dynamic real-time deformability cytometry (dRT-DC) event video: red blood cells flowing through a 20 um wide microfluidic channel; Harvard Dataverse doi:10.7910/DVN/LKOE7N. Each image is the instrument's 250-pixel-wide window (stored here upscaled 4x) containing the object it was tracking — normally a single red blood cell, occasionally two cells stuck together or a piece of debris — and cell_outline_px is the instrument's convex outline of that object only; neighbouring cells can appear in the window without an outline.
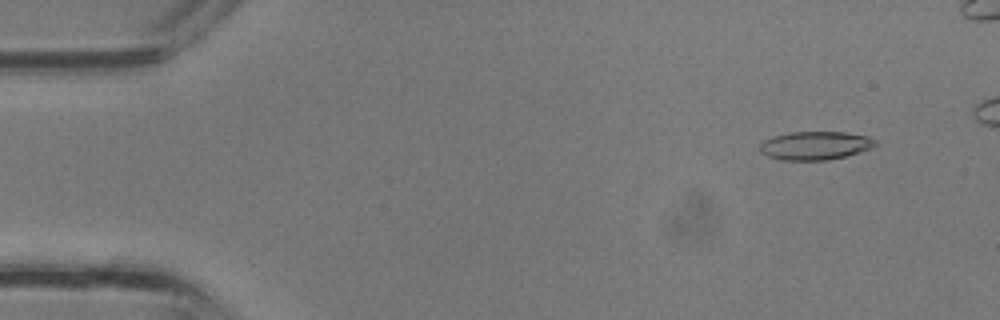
{"species": "common noctule bat (a hibernating species)", "species_latin": "Nyctalus noctula", "temperature_condition": "room temperature", "stored_images_in_passage": 32, "camera_frame_rate_fps": 3000, "um_per_image_px": 0.085, "animal": {"sex": "male", "body_mass_g": 13.3}, "frame": {"image": 1, "passage_image": 3, "time_ms": 0.667, "image_size_px": [1000, 320], "cell_outline_px": [[880, 144], [872, 148], [860, 152], [828, 160], [780, 160], [768, 156], [760, 152], [760, 144], [764, 140], [772, 136], [788, 132], [844, 132], [868, 136], [876, 140]], "centroid_in_image_um": [69.31, 12.37], "position_along_channel_um": 15.7, "area_um2": 19.31}}
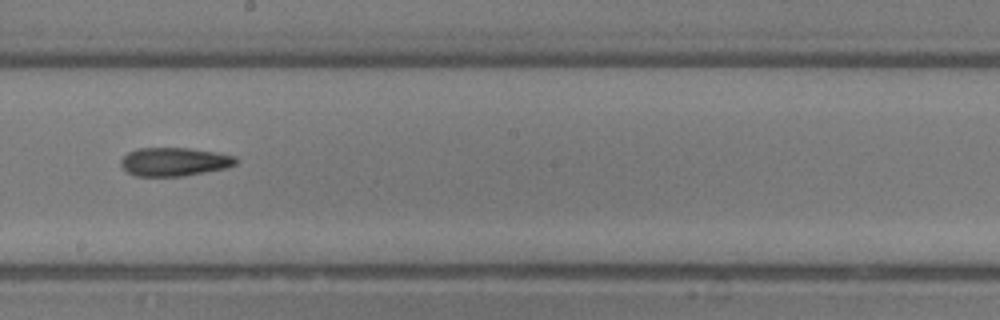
{"frame": {"image": 2, "passage_image": 19, "time_ms": 6.0, "image_size_px": [1000, 320], "cell_outline_px": [[236, 164], [228, 168], [180, 176], [136, 176], [128, 172], [120, 164], [120, 160], [128, 152], [136, 148], [188, 148], [220, 152], [236, 156]], "centroid_in_image_um": [14.83, 13.74], "position_along_channel_um": 233.4, "area_um2": 19.19}}
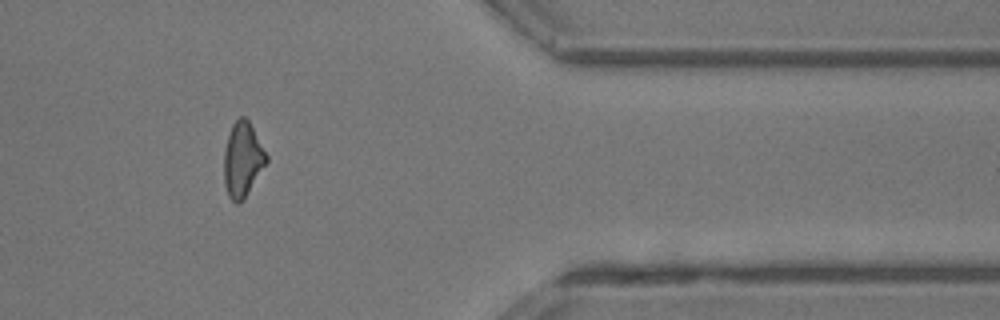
{"frame": {"image": 3, "passage_image": 28, "time_ms": 9.0, "image_size_px": [1000, 320], "cell_outline_px": [[268, 160], [244, 200], [240, 204], [236, 204], [228, 196], [224, 184], [224, 148], [232, 124], [240, 116], [244, 116], [248, 120], [268, 156]], "centroid_in_image_um": [20.61, 13.59], "position_along_channel_um": 390.8, "area_um2": 18.5}}